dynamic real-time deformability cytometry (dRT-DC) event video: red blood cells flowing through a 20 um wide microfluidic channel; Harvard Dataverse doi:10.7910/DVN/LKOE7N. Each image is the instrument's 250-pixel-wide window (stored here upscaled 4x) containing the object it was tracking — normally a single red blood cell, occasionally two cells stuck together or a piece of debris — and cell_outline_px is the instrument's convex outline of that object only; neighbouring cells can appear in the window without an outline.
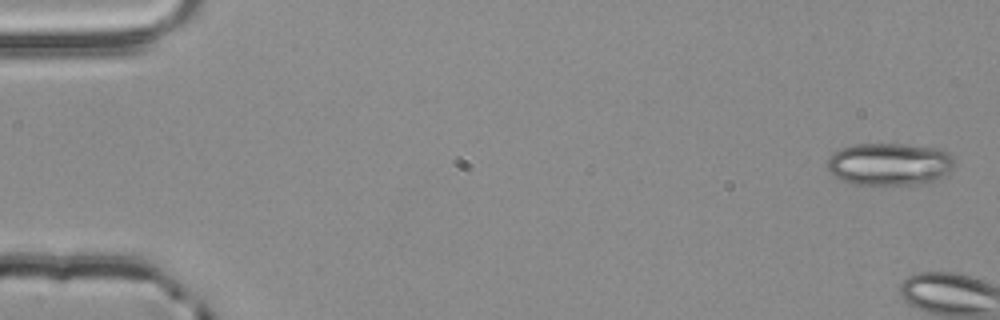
{"species": "common noctule bat (a hibernating species)", "species_latin": "Nyctalus noctula", "temperature_condition": "room temperature", "stored_images_in_passage": 4, "camera_frame_rate_fps": 3000, "um_per_image_px": 0.085, "animal": {"sex": "male", "body_mass_g": 20.4}, "frame": {"image": 1, "passage_image": 1, "time_ms": 0.0, "image_size_px": [1000, 320], "cell_outline_px": [[952, 168], [948, 172], [932, 184], [884, 188], [856, 184], [840, 180], [828, 172], [828, 156], [840, 148], [852, 144], [908, 144], [940, 148], [948, 152], [952, 156]], "centroid_in_image_um": [75.61, 14.0], "position_along_channel_um": 9.4, "area_um2": 32.95}}